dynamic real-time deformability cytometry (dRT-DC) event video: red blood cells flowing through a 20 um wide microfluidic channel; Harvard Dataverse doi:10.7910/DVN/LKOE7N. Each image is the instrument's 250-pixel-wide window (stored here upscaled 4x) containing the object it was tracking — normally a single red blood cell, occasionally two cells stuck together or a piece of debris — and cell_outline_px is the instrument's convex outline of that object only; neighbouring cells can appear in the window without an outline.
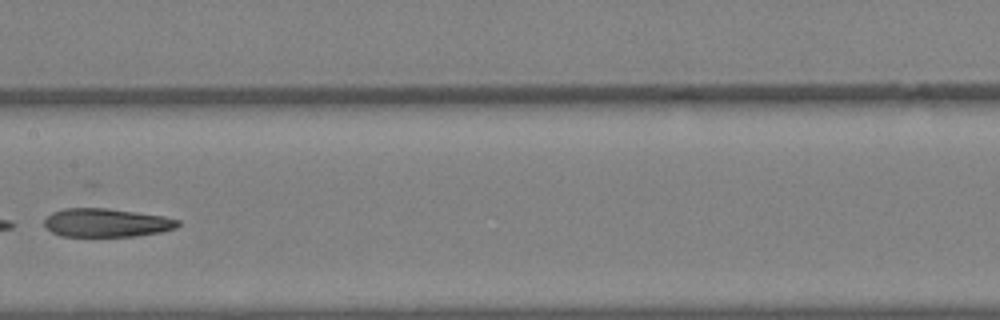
{"species": "Egyptian fruit bat (a non-hibernating species)", "species_latin": "Rousettus aegyptiacus", "temperature_condition": "warm", "stored_images_in_passage": 33, "camera_frame_rate_fps": 3000, "um_per_image_px": 0.085, "animal": {"sex": "female"}, "frame": {"image": 1, "passage_image": 18, "time_ms": 5.667, "image_size_px": [1000, 320], "cell_outline_px": [[180, 224], [176, 228], [160, 232], [136, 236], [60, 236], [52, 232], [44, 224], [44, 220], [52, 212], [64, 208], [108, 208], [164, 216], [180, 220]], "centroid_in_image_um": [9.06, 18.93], "position_along_channel_um": 198.3, "area_um2": 22.2}}
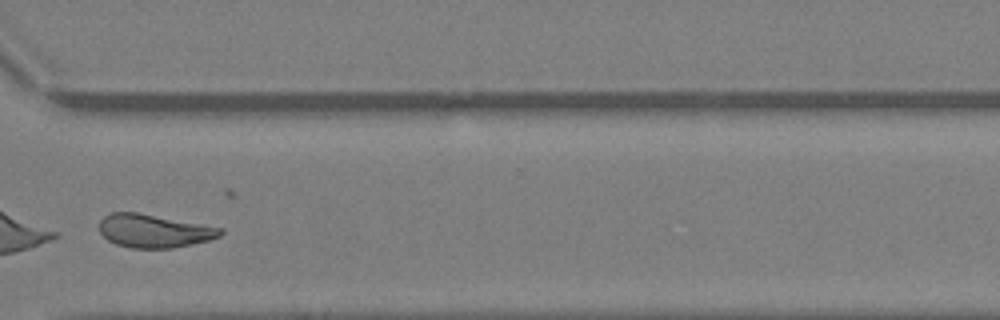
{"frame": {"image": 2, "passage_image": 27, "time_ms": 8.667, "image_size_px": [1000, 320], "cell_outline_px": [[224, 232], [220, 236], [208, 240], [168, 248], [132, 248], [116, 244], [108, 240], [100, 232], [100, 220], [104, 216], [112, 212], [136, 212], [224, 228]], "centroid_in_image_um": [13.08, 19.62], "position_along_channel_um": 357.5, "area_um2": 23.18}}